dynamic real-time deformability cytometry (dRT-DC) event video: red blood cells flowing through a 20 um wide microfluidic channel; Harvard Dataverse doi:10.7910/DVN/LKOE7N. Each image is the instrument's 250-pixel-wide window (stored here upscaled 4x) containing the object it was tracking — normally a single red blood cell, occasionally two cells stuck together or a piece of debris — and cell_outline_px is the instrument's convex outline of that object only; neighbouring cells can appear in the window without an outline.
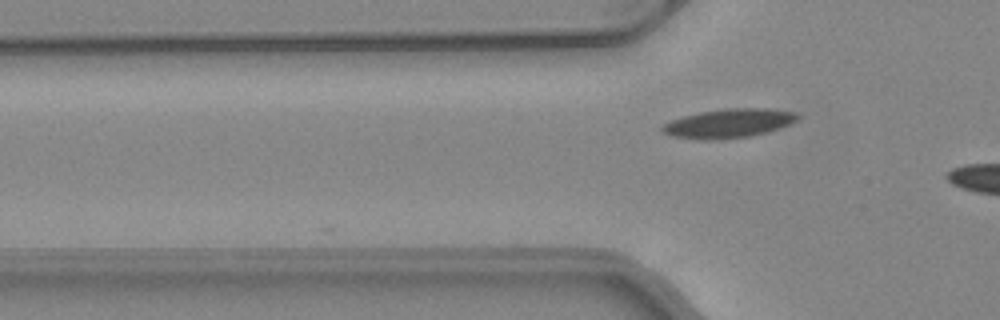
{"species": "common noctule bat (a hibernating species)", "species_latin": "Nyctalus noctula", "temperature_condition": "warm", "stored_images_in_passage": 4, "camera_frame_rate_fps": 3000, "um_per_image_px": 0.085, "animal": {"sex": "female", "body_mass_g": 24.6, "forearm_length_mm": 56.2}, "frame": {"image": 1, "passage_image": 4, "time_ms": 1.0, "image_size_px": [1000, 320], "cell_outline_px": [[800, 116], [796, 120], [788, 124], [768, 132], [752, 136], [716, 140], [700, 140], [672, 136], [660, 132], [660, 128], [664, 124], [672, 120], [684, 116], [700, 112], [724, 108], [764, 108], [796, 112]], "centroid_in_image_um": [61.91, 10.49], "position_along_channel_um": 63.9, "area_um2": 22.95}}